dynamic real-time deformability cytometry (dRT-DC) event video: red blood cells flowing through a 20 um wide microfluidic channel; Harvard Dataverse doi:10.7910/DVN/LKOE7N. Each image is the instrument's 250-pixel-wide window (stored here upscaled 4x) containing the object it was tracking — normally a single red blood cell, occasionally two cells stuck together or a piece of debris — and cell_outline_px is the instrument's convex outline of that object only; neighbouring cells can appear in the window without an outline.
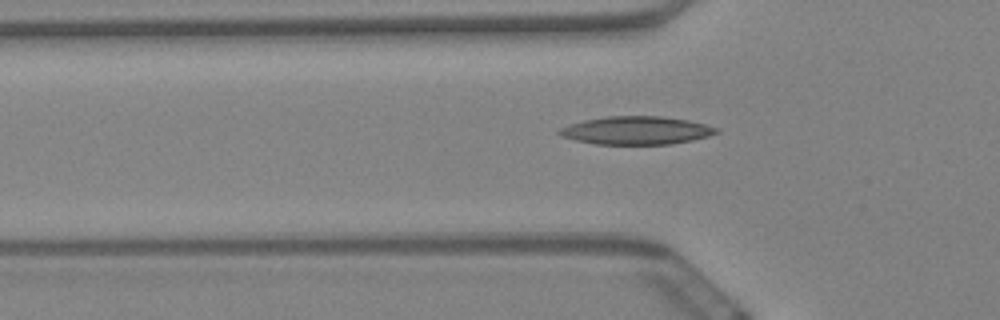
{"species": "Egyptian fruit bat (a non-hibernating species)", "species_latin": "Rousettus aegyptiacus", "temperature_condition": "warm", "stored_images_in_passage": 16, "camera_frame_rate_fps": 3000, "um_per_image_px": 0.085, "animal": {"sex": "female"}, "frame": {"image": 1, "passage_image": 3, "time_ms": 0.667, "image_size_px": [1000, 320], "cell_outline_px": [[720, 132], [708, 136], [692, 140], [672, 144], [596, 144], [576, 140], [560, 136], [556, 132], [560, 128], [568, 124], [584, 120], [608, 116], [664, 116], [688, 120], [720, 128]], "centroid_in_image_um": [54.09, 11.08], "position_along_channel_um": 71.7, "area_um2": 25.84}}
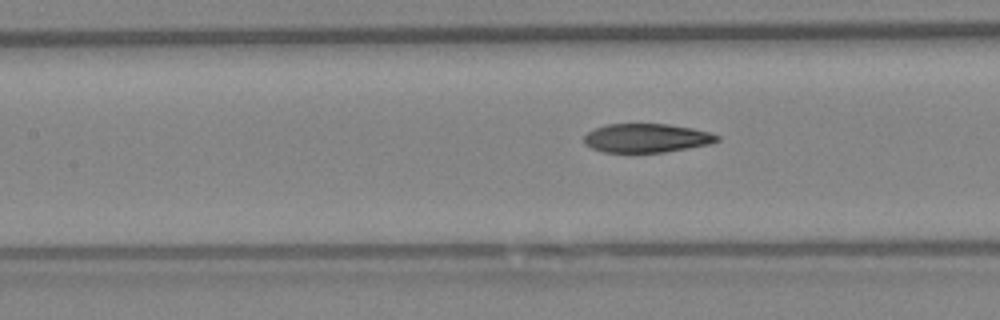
{"frame": {"image": 2, "passage_image": 10, "time_ms": 3.0, "image_size_px": [1000, 320], "cell_outline_px": [[720, 140], [708, 144], [688, 148], [664, 152], [604, 152], [592, 148], [584, 144], [584, 136], [588, 132], [596, 128], [608, 124], [668, 124], [692, 128], [708, 132], [720, 136]], "centroid_in_image_um": [54.95, 11.73], "position_along_channel_um": 152.4, "area_um2": 22.2}}
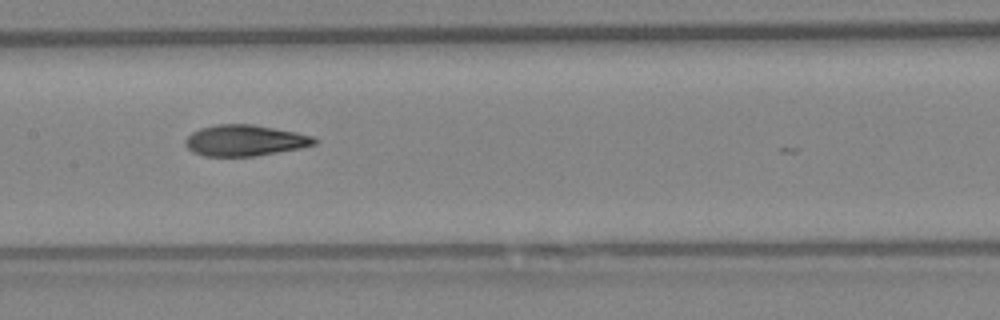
{"frame": {"image": 3, "passage_image": 13, "time_ms": 4.0, "image_size_px": [1000, 320], "cell_outline_px": [[320, 140], [316, 144], [300, 148], [256, 156], [204, 156], [192, 152], [184, 144], [184, 140], [192, 132], [200, 128], [216, 124], [252, 124], [296, 132], [312, 136]], "centroid_in_image_um": [20.81, 11.94], "position_along_channel_um": 186.6, "area_um2": 23.47}}